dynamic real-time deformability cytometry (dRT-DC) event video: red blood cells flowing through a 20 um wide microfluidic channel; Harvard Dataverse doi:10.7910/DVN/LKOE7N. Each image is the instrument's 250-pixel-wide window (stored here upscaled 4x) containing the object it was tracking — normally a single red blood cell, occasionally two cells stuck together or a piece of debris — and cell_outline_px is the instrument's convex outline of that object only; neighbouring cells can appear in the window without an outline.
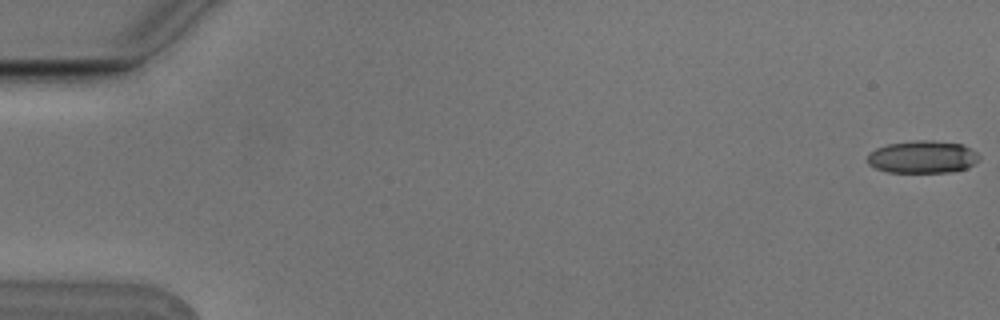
{"species": "Egyptian fruit bat (a non-hibernating species)", "species_latin": "Rousettus aegyptiacus", "temperature_condition": "cold", "stored_images_in_passage": 5, "camera_frame_rate_fps": 3000, "um_per_image_px": 0.085, "animal": {"sex": "male"}, "frame": {"image": 1, "passage_image": 1, "time_ms": 0.0, "image_size_px": [1000, 320], "cell_outline_px": [[980, 156], [968, 168], [948, 172], [888, 172], [876, 168], [868, 164], [868, 152], [876, 148], [888, 144], [916, 140], [924, 140], [964, 144], [976, 152]], "centroid_in_image_um": [78.39, 13.34], "position_along_channel_um": 6.6, "area_um2": 21.04}}
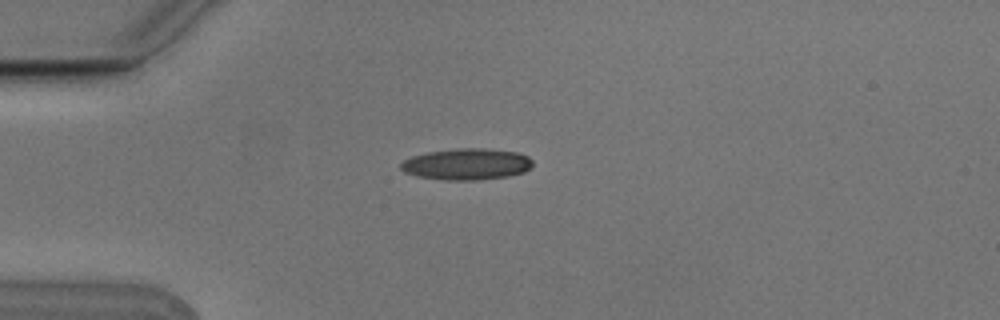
{"frame": {"image": 2, "passage_image": 5, "time_ms": 1.333, "image_size_px": [1000, 320], "cell_outline_px": [[532, 164], [524, 172], [508, 176], [476, 180], [444, 180], [416, 176], [404, 172], [400, 168], [400, 164], [404, 160], [412, 156], [428, 152], [456, 148], [484, 148], [516, 152], [528, 156], [532, 160]], "centroid_in_image_um": [39.64, 13.95], "position_along_channel_um": 45.4, "area_um2": 24.1}}